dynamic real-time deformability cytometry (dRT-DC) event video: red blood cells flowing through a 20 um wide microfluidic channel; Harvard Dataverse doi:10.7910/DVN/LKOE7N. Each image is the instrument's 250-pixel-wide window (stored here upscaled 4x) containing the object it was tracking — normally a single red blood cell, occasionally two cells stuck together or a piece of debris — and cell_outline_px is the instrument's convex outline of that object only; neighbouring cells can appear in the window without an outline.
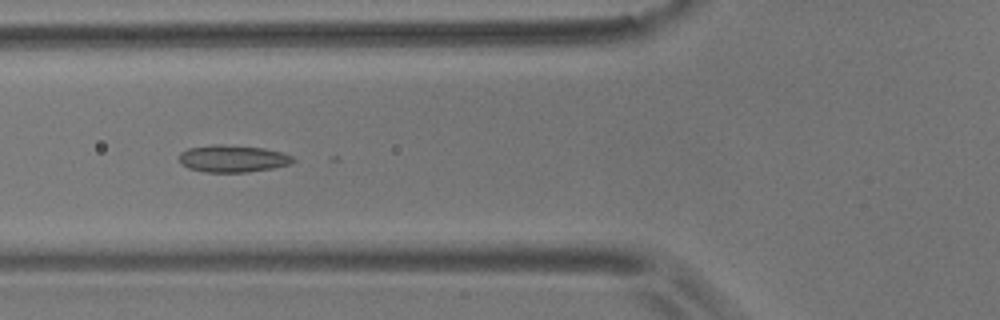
{"species": "common noctule bat (a hibernating species)", "species_latin": "Nyctalus noctula", "temperature_condition": "room temperature", "stored_images_in_passage": 9, "camera_frame_rate_fps": 3000, "um_per_image_px": 0.085, "animal": {"sex": "male", "body_mass_g": 17.9}, "frame": {"image": 1, "passage_image": 4, "time_ms": 3.333, "image_size_px": [1000, 320], "cell_outline_px": [[296, 160], [292, 164], [272, 168], [248, 172], [204, 172], [188, 168], [180, 160], [180, 152], [188, 148], [212, 144], [224, 144], [264, 148], [280, 152], [292, 156]], "centroid_in_image_um": [19.8, 13.48], "position_along_channel_um": 106.0, "area_um2": 18.03}}
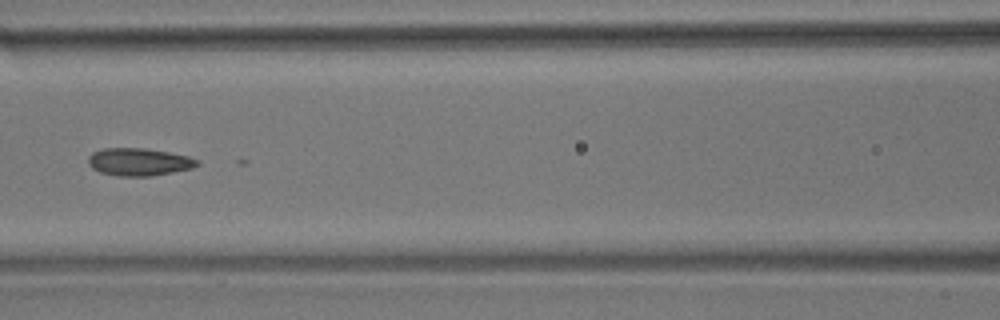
{"frame": {"image": 2, "passage_image": 5, "time_ms": 4.667, "image_size_px": [1000, 320], "cell_outline_px": [[200, 164], [192, 168], [152, 176], [116, 176], [100, 172], [92, 168], [88, 164], [88, 156], [92, 152], [104, 148], [144, 148], [168, 152], [188, 156], [200, 160]], "centroid_in_image_um": [11.8, 13.76], "position_along_channel_um": 154.8, "area_um2": 17.63}}